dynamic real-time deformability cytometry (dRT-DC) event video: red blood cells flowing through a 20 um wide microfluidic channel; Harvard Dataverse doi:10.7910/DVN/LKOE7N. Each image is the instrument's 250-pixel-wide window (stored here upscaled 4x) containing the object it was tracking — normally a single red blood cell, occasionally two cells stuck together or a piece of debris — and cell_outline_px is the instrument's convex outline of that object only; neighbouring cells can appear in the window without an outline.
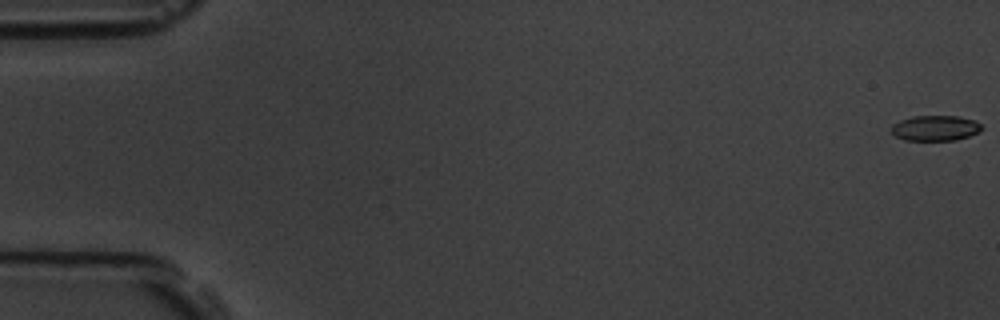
{"species": "common noctule bat (a hibernating species)", "species_latin": "Nyctalus noctula", "temperature_condition": "room temperature", "stored_images_in_passage": 11, "camera_frame_rate_fps": 3000, "um_per_image_px": 0.085, "animal": {"sex": "male", "body_mass_g": 19.5, "forearm_length_mm": 54.6}, "frame": {"image": 1, "passage_image": 1, "time_ms": 0.0, "image_size_px": [1000, 320], "cell_outline_px": [[984, 128], [980, 132], [956, 140], [904, 140], [896, 136], [892, 132], [892, 124], [900, 120], [912, 116], [956, 116], [972, 120], [980, 124]], "centroid_in_image_um": [79.5, 10.89], "position_along_channel_um": 5.5, "area_um2": 13.29}}
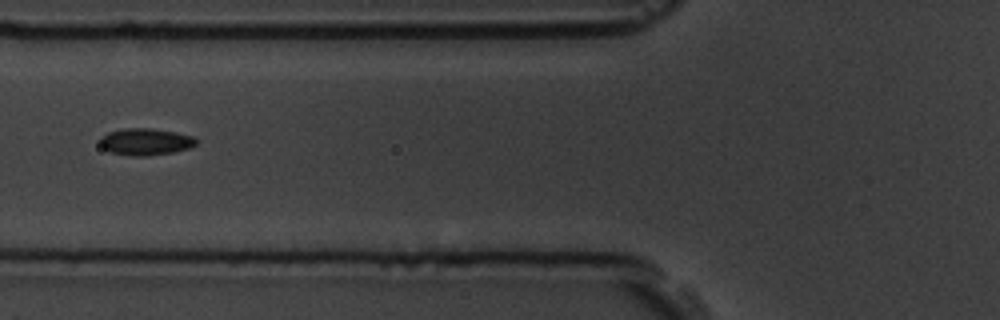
{"frame": {"image": 2, "passage_image": 7, "time_ms": 7.0, "image_size_px": [1000, 320], "cell_outline_px": [[196, 144], [188, 148], [172, 152], [148, 156], [132, 156], [108, 152], [100, 144], [100, 136], [108, 132], [124, 128], [152, 128], [176, 132], [192, 136], [196, 140]], "centroid_in_image_um": [12.33, 12.04], "position_along_channel_um": 113.5, "area_um2": 15.09}}
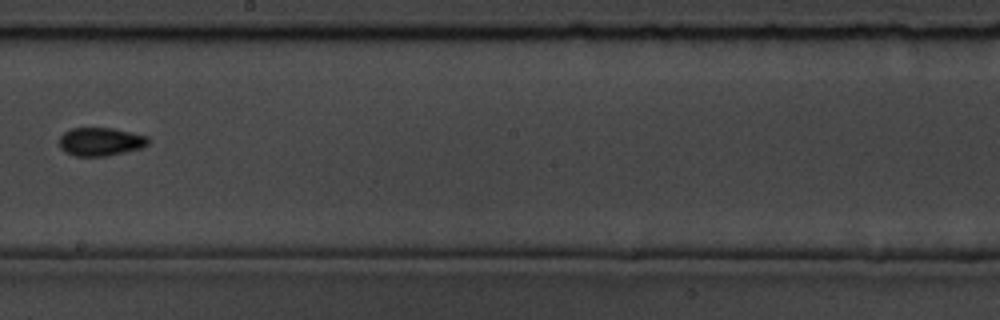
{"frame": {"image": 3, "passage_image": 10, "time_ms": 10.333, "image_size_px": [1000, 320], "cell_outline_px": [[148, 144], [140, 148], [104, 156], [76, 156], [64, 152], [60, 148], [60, 136], [64, 132], [72, 128], [112, 128], [132, 132], [148, 136]], "centroid_in_image_um": [8.52, 12.03], "position_along_channel_um": 239.7, "area_um2": 14.57}}